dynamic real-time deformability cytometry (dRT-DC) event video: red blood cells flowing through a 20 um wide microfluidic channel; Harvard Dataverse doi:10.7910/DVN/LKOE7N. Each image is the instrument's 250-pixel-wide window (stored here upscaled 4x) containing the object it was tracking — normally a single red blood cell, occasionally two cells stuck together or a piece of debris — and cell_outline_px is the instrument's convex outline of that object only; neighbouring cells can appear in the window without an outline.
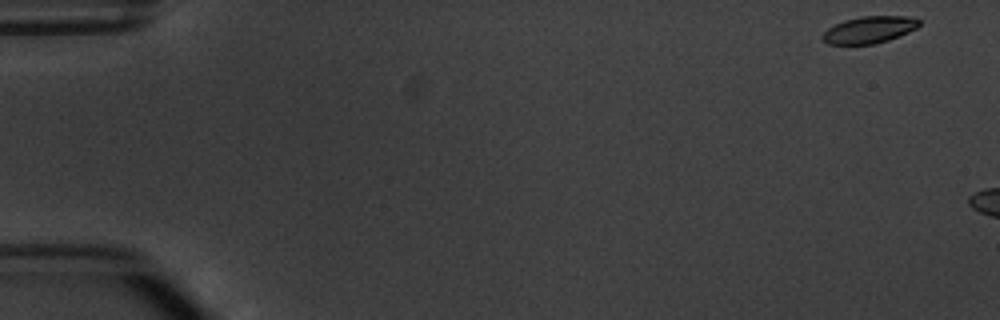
{"species": "common noctule bat (a hibernating species)", "species_latin": "Nyctalus noctula", "temperature_condition": "warm", "stored_images_in_passage": 3, "camera_frame_rate_fps": 3000, "um_per_image_px": 0.085, "animal": {"sex": "male", "body_mass_g": 20.1, "forearm_length_mm": 53.5}, "frame": {"image": 1, "passage_image": 1, "time_ms": 0.0, "image_size_px": [1000, 320], "cell_outline_px": [[920, 24], [916, 28], [908, 32], [888, 40], [872, 44], [828, 44], [820, 36], [828, 28], [844, 20], [860, 16], [904, 16], [920, 20]], "centroid_in_image_um": [73.86, 2.52], "position_along_channel_um": 11.1, "area_um2": 14.97}}